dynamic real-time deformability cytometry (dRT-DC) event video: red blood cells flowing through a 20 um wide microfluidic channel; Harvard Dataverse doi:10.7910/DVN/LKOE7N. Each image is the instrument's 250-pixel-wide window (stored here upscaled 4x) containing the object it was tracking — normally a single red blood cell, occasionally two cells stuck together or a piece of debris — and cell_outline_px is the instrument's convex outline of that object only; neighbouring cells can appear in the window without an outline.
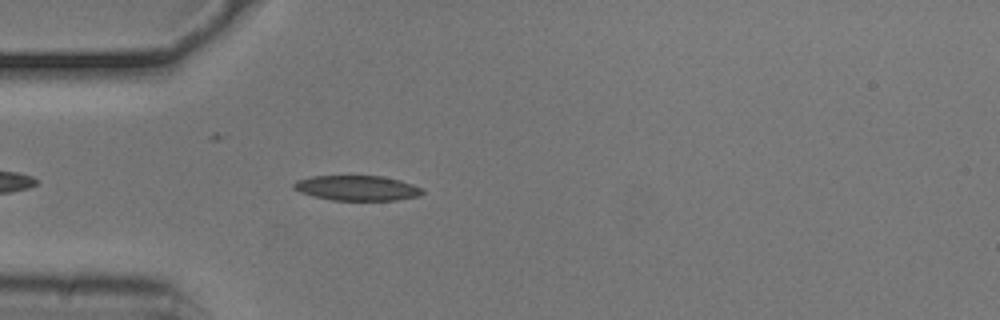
{"species": "common noctule bat (a hibernating species)", "species_latin": "Nyctalus noctula", "temperature_condition": "cold", "stored_images_in_passage": 43, "camera_frame_rate_fps": 3000, "um_per_image_px": 0.085, "animal": {"sex": "male", "body_mass_g": 20.5, "forearm_length_mm": 52.5}, "frame": {"image": 1, "passage_image": 5, "time_ms": 1.333, "image_size_px": [1000, 320], "cell_outline_px": [[424, 192], [420, 196], [396, 200], [332, 200], [300, 192], [292, 188], [292, 184], [296, 180], [312, 176], [384, 176], [400, 180], [424, 188]], "centroid_in_image_um": [30.38, 15.98], "position_along_channel_um": 54.6, "area_um2": 18.84}}
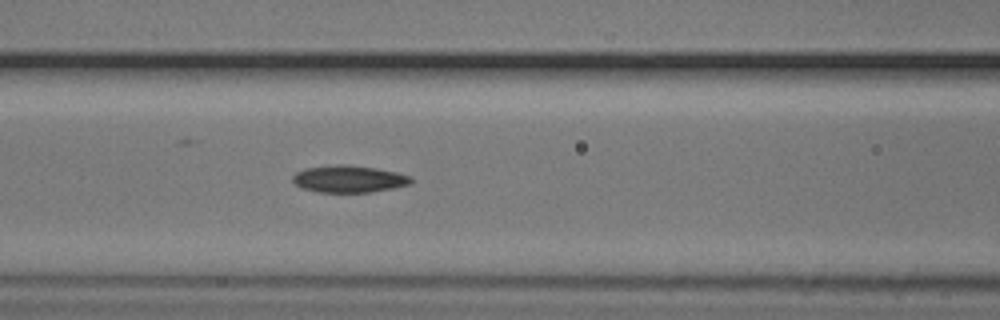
{"frame": {"image": 2, "passage_image": 12, "time_ms": 3.667, "image_size_px": [1000, 320], "cell_outline_px": [[412, 184], [372, 192], [320, 192], [304, 188], [296, 184], [292, 180], [292, 176], [296, 172], [304, 168], [336, 164], [348, 164], [376, 168], [396, 172], [412, 176]], "centroid_in_image_um": [29.68, 15.2], "position_along_channel_um": 136.9, "area_um2": 18.73}}
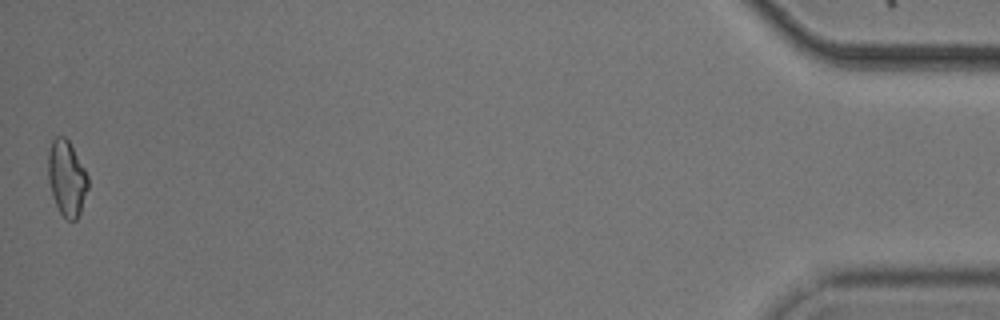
{"frame": {"image": 3, "passage_image": 43, "time_ms": 14.0, "image_size_px": [1000, 320], "cell_outline_px": [[88, 188], [80, 212], [76, 220], [68, 220], [60, 212], [52, 196], [48, 180], [48, 152], [52, 140], [56, 136], [64, 136], [68, 140], [84, 168], [88, 176]], "centroid_in_image_um": [5.66, 15.14], "position_along_channel_um": 429.5, "area_um2": 17.4}, "authors_computed_cell_mechanics": {"area_um2": 17.7446, "velocity_mm_per_s": 3.7538, "shape_relaxation_time_tau1_ms": 6.6119, "shape_relaxation_time_tau2_ms": 7.5207, "deformation_change_tau1": 0.1504, "deformation_change_tau2": 0.1697}}